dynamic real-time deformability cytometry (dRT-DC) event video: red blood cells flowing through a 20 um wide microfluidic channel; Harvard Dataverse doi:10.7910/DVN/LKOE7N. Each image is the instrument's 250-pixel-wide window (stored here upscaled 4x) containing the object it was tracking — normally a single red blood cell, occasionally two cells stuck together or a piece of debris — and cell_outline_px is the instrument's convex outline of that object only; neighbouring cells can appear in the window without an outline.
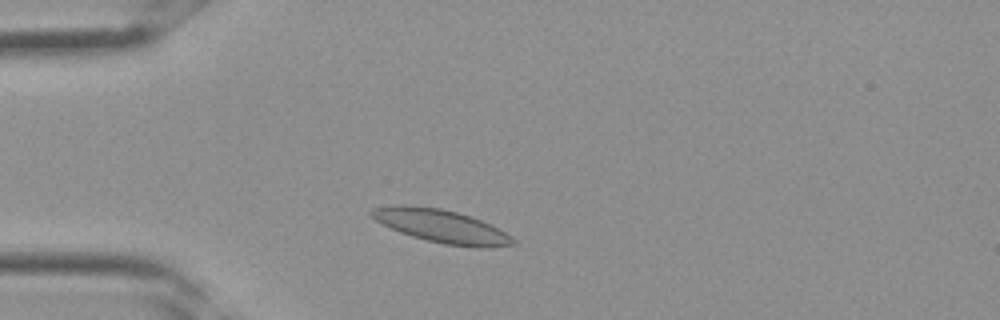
{"species": "Egyptian fruit bat (a non-hibernating species)", "species_latin": "Rousettus aegyptiacus", "temperature_condition": "room temperature", "stored_images_in_passage": 31, "camera_frame_rate_fps": 3000, "um_per_image_px": 0.085, "frame": {"image": 1, "passage_image": 5, "time_ms": 1.333, "image_size_px": [1000, 320], "cell_outline_px": [[516, 244], [492, 248], [484, 248], [444, 244], [412, 236], [400, 232], [376, 220], [368, 212], [372, 208], [396, 204], [404, 204], [440, 208], [472, 216], [512, 236], [516, 240]], "centroid_in_image_um": [37.52, 19.22], "position_along_channel_um": 47.5, "area_um2": 27.17}}
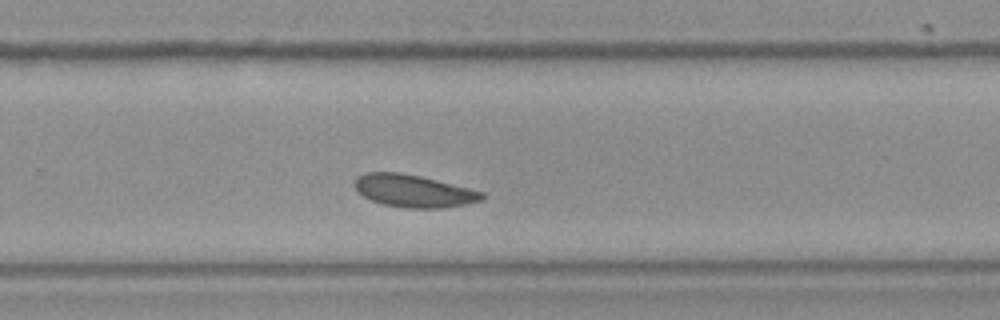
{"frame": {"image": 2, "passage_image": 19, "time_ms": 6.0, "image_size_px": [1000, 320], "cell_outline_px": [[484, 196], [480, 200], [468, 204], [444, 208], [404, 208], [384, 204], [372, 200], [356, 192], [352, 184], [356, 176], [364, 172], [400, 172], [420, 176], [484, 192]], "centroid_in_image_um": [35.09, 16.22], "position_along_channel_um": 294.7, "area_um2": 24.22}}
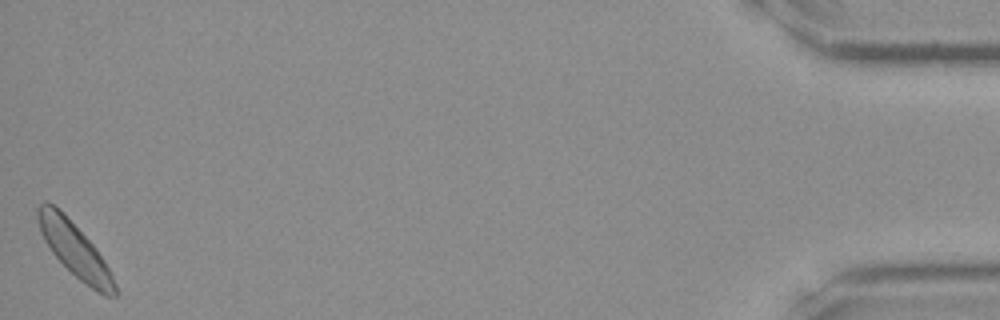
{"frame": {"image": 3, "passage_image": 31, "time_ms": 10.0, "image_size_px": [1000, 320], "cell_outline_px": [[116, 296], [104, 296], [96, 292], [80, 280], [52, 252], [44, 240], [40, 232], [36, 220], [36, 208], [44, 200], [48, 200], [96, 248], [104, 260], [116, 284]], "centroid_in_image_um": [6.32, 21.24], "position_along_channel_um": 428.9, "area_um2": 23.58}}